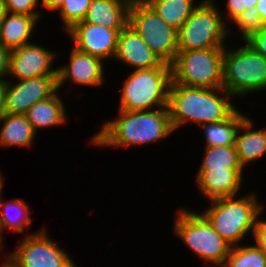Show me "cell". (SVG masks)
Wrapping results in <instances>:
<instances>
[{
	"label": "cell",
	"instance_id": "1",
	"mask_svg": "<svg viewBox=\"0 0 266 267\" xmlns=\"http://www.w3.org/2000/svg\"><path fill=\"white\" fill-rule=\"evenodd\" d=\"M116 120L106 121L90 143L98 147H132L168 138L174 133L168 107L150 111L118 110Z\"/></svg>",
	"mask_w": 266,
	"mask_h": 267
},
{
	"label": "cell",
	"instance_id": "2",
	"mask_svg": "<svg viewBox=\"0 0 266 267\" xmlns=\"http://www.w3.org/2000/svg\"><path fill=\"white\" fill-rule=\"evenodd\" d=\"M230 98L233 96L223 88H201L171 83L168 110L174 131L187 122L198 127L226 120L238 109Z\"/></svg>",
	"mask_w": 266,
	"mask_h": 267
},
{
	"label": "cell",
	"instance_id": "3",
	"mask_svg": "<svg viewBox=\"0 0 266 267\" xmlns=\"http://www.w3.org/2000/svg\"><path fill=\"white\" fill-rule=\"evenodd\" d=\"M255 193L244 197H221L209 200L212 204L202 214L211 223L213 229L231 246H238L247 234L253 230L258 214L264 210Z\"/></svg>",
	"mask_w": 266,
	"mask_h": 267
},
{
	"label": "cell",
	"instance_id": "4",
	"mask_svg": "<svg viewBox=\"0 0 266 267\" xmlns=\"http://www.w3.org/2000/svg\"><path fill=\"white\" fill-rule=\"evenodd\" d=\"M132 71L123 81L118 109L150 111L168 107L171 65L163 63L160 67Z\"/></svg>",
	"mask_w": 266,
	"mask_h": 267
},
{
	"label": "cell",
	"instance_id": "5",
	"mask_svg": "<svg viewBox=\"0 0 266 267\" xmlns=\"http://www.w3.org/2000/svg\"><path fill=\"white\" fill-rule=\"evenodd\" d=\"M176 214L174 234L203 261L212 267H221L232 246L213 229L202 213L181 208Z\"/></svg>",
	"mask_w": 266,
	"mask_h": 267
},
{
	"label": "cell",
	"instance_id": "6",
	"mask_svg": "<svg viewBox=\"0 0 266 267\" xmlns=\"http://www.w3.org/2000/svg\"><path fill=\"white\" fill-rule=\"evenodd\" d=\"M215 0H202L178 31V51L225 48L232 29L223 21Z\"/></svg>",
	"mask_w": 266,
	"mask_h": 267
},
{
	"label": "cell",
	"instance_id": "7",
	"mask_svg": "<svg viewBox=\"0 0 266 267\" xmlns=\"http://www.w3.org/2000/svg\"><path fill=\"white\" fill-rule=\"evenodd\" d=\"M223 89L233 97L266 90V59L246 43L234 51L225 47Z\"/></svg>",
	"mask_w": 266,
	"mask_h": 267
},
{
	"label": "cell",
	"instance_id": "8",
	"mask_svg": "<svg viewBox=\"0 0 266 267\" xmlns=\"http://www.w3.org/2000/svg\"><path fill=\"white\" fill-rule=\"evenodd\" d=\"M223 55L224 48L178 51L171 64V83L223 88Z\"/></svg>",
	"mask_w": 266,
	"mask_h": 267
},
{
	"label": "cell",
	"instance_id": "9",
	"mask_svg": "<svg viewBox=\"0 0 266 267\" xmlns=\"http://www.w3.org/2000/svg\"><path fill=\"white\" fill-rule=\"evenodd\" d=\"M128 24L163 63L171 65L178 53V31L169 26L144 0H132Z\"/></svg>",
	"mask_w": 266,
	"mask_h": 267
},
{
	"label": "cell",
	"instance_id": "10",
	"mask_svg": "<svg viewBox=\"0 0 266 267\" xmlns=\"http://www.w3.org/2000/svg\"><path fill=\"white\" fill-rule=\"evenodd\" d=\"M47 230L26 233L20 245L9 253L14 267H78Z\"/></svg>",
	"mask_w": 266,
	"mask_h": 267
},
{
	"label": "cell",
	"instance_id": "11",
	"mask_svg": "<svg viewBox=\"0 0 266 267\" xmlns=\"http://www.w3.org/2000/svg\"><path fill=\"white\" fill-rule=\"evenodd\" d=\"M6 79L5 113L24 115L36 102L58 91L57 76H38L12 82Z\"/></svg>",
	"mask_w": 266,
	"mask_h": 267
},
{
	"label": "cell",
	"instance_id": "12",
	"mask_svg": "<svg viewBox=\"0 0 266 267\" xmlns=\"http://www.w3.org/2000/svg\"><path fill=\"white\" fill-rule=\"evenodd\" d=\"M58 54L30 43L10 50L8 73L15 80H23L38 76H57V68H53V62Z\"/></svg>",
	"mask_w": 266,
	"mask_h": 267
},
{
	"label": "cell",
	"instance_id": "13",
	"mask_svg": "<svg viewBox=\"0 0 266 267\" xmlns=\"http://www.w3.org/2000/svg\"><path fill=\"white\" fill-rule=\"evenodd\" d=\"M121 30L81 21L67 32L73 42L72 47L106 62L107 59L115 57Z\"/></svg>",
	"mask_w": 266,
	"mask_h": 267
},
{
	"label": "cell",
	"instance_id": "14",
	"mask_svg": "<svg viewBox=\"0 0 266 267\" xmlns=\"http://www.w3.org/2000/svg\"><path fill=\"white\" fill-rule=\"evenodd\" d=\"M104 61L72 47L69 63L57 68L58 90L71 81L79 86L99 87L104 82ZM68 80V81H67Z\"/></svg>",
	"mask_w": 266,
	"mask_h": 267
},
{
	"label": "cell",
	"instance_id": "15",
	"mask_svg": "<svg viewBox=\"0 0 266 267\" xmlns=\"http://www.w3.org/2000/svg\"><path fill=\"white\" fill-rule=\"evenodd\" d=\"M114 60L133 67L134 70L160 67L163 62L149 48L141 36L127 24L119 33Z\"/></svg>",
	"mask_w": 266,
	"mask_h": 267
},
{
	"label": "cell",
	"instance_id": "16",
	"mask_svg": "<svg viewBox=\"0 0 266 267\" xmlns=\"http://www.w3.org/2000/svg\"><path fill=\"white\" fill-rule=\"evenodd\" d=\"M243 170V168L198 170L195 182L198 190L207 200L221 197H234L241 190Z\"/></svg>",
	"mask_w": 266,
	"mask_h": 267
},
{
	"label": "cell",
	"instance_id": "17",
	"mask_svg": "<svg viewBox=\"0 0 266 267\" xmlns=\"http://www.w3.org/2000/svg\"><path fill=\"white\" fill-rule=\"evenodd\" d=\"M132 0H92L84 22L123 29L129 22V8Z\"/></svg>",
	"mask_w": 266,
	"mask_h": 267
},
{
	"label": "cell",
	"instance_id": "18",
	"mask_svg": "<svg viewBox=\"0 0 266 267\" xmlns=\"http://www.w3.org/2000/svg\"><path fill=\"white\" fill-rule=\"evenodd\" d=\"M40 18L42 17L6 12L0 23V43L8 50L30 44Z\"/></svg>",
	"mask_w": 266,
	"mask_h": 267
},
{
	"label": "cell",
	"instance_id": "19",
	"mask_svg": "<svg viewBox=\"0 0 266 267\" xmlns=\"http://www.w3.org/2000/svg\"><path fill=\"white\" fill-rule=\"evenodd\" d=\"M253 126L252 118L246 116L238 127L235 136V148L243 168L248 163L259 160L266 155V127L253 130Z\"/></svg>",
	"mask_w": 266,
	"mask_h": 267
},
{
	"label": "cell",
	"instance_id": "20",
	"mask_svg": "<svg viewBox=\"0 0 266 267\" xmlns=\"http://www.w3.org/2000/svg\"><path fill=\"white\" fill-rule=\"evenodd\" d=\"M58 90L52 97L36 102L24 115L34 132L42 128L58 127L68 120L64 102Z\"/></svg>",
	"mask_w": 266,
	"mask_h": 267
},
{
	"label": "cell",
	"instance_id": "21",
	"mask_svg": "<svg viewBox=\"0 0 266 267\" xmlns=\"http://www.w3.org/2000/svg\"><path fill=\"white\" fill-rule=\"evenodd\" d=\"M0 146H32L37 135L25 115L7 114L0 119Z\"/></svg>",
	"mask_w": 266,
	"mask_h": 267
},
{
	"label": "cell",
	"instance_id": "22",
	"mask_svg": "<svg viewBox=\"0 0 266 267\" xmlns=\"http://www.w3.org/2000/svg\"><path fill=\"white\" fill-rule=\"evenodd\" d=\"M0 216V251L4 248L3 232L4 230L13 231V233H23L24 229L31 228L32 219L28 205L21 200L13 199L11 201H2Z\"/></svg>",
	"mask_w": 266,
	"mask_h": 267
},
{
	"label": "cell",
	"instance_id": "23",
	"mask_svg": "<svg viewBox=\"0 0 266 267\" xmlns=\"http://www.w3.org/2000/svg\"><path fill=\"white\" fill-rule=\"evenodd\" d=\"M246 117L240 110H236L226 120L200 125L204 132L205 147L235 146V136L238 127Z\"/></svg>",
	"mask_w": 266,
	"mask_h": 267
},
{
	"label": "cell",
	"instance_id": "24",
	"mask_svg": "<svg viewBox=\"0 0 266 267\" xmlns=\"http://www.w3.org/2000/svg\"><path fill=\"white\" fill-rule=\"evenodd\" d=\"M169 26L179 31L198 7L195 0H144Z\"/></svg>",
	"mask_w": 266,
	"mask_h": 267
},
{
	"label": "cell",
	"instance_id": "25",
	"mask_svg": "<svg viewBox=\"0 0 266 267\" xmlns=\"http://www.w3.org/2000/svg\"><path fill=\"white\" fill-rule=\"evenodd\" d=\"M226 168H243L235 146L205 147L204 157L198 170H226Z\"/></svg>",
	"mask_w": 266,
	"mask_h": 267
},
{
	"label": "cell",
	"instance_id": "26",
	"mask_svg": "<svg viewBox=\"0 0 266 267\" xmlns=\"http://www.w3.org/2000/svg\"><path fill=\"white\" fill-rule=\"evenodd\" d=\"M221 267H266V254L253 246H232Z\"/></svg>",
	"mask_w": 266,
	"mask_h": 267
},
{
	"label": "cell",
	"instance_id": "27",
	"mask_svg": "<svg viewBox=\"0 0 266 267\" xmlns=\"http://www.w3.org/2000/svg\"><path fill=\"white\" fill-rule=\"evenodd\" d=\"M92 0H65L57 10L64 22V30H69L74 24L84 20Z\"/></svg>",
	"mask_w": 266,
	"mask_h": 267
},
{
	"label": "cell",
	"instance_id": "28",
	"mask_svg": "<svg viewBox=\"0 0 266 267\" xmlns=\"http://www.w3.org/2000/svg\"><path fill=\"white\" fill-rule=\"evenodd\" d=\"M233 23L237 25V28H239V34L241 33V37L244 41L252 34L266 26L260 18L258 8L256 6L245 9Z\"/></svg>",
	"mask_w": 266,
	"mask_h": 267
},
{
	"label": "cell",
	"instance_id": "29",
	"mask_svg": "<svg viewBox=\"0 0 266 267\" xmlns=\"http://www.w3.org/2000/svg\"><path fill=\"white\" fill-rule=\"evenodd\" d=\"M5 11L9 13L26 14L29 16H41L37 8L42 5L40 0H3ZM38 6V7H37Z\"/></svg>",
	"mask_w": 266,
	"mask_h": 267
},
{
	"label": "cell",
	"instance_id": "30",
	"mask_svg": "<svg viewBox=\"0 0 266 267\" xmlns=\"http://www.w3.org/2000/svg\"><path fill=\"white\" fill-rule=\"evenodd\" d=\"M226 9L227 11H223L225 13L222 15L223 21H225V24L227 25L228 22H233L240 16V14L248 8L255 7L258 0H226ZM232 20V21H231Z\"/></svg>",
	"mask_w": 266,
	"mask_h": 267
},
{
	"label": "cell",
	"instance_id": "31",
	"mask_svg": "<svg viewBox=\"0 0 266 267\" xmlns=\"http://www.w3.org/2000/svg\"><path fill=\"white\" fill-rule=\"evenodd\" d=\"M266 59V26L243 41Z\"/></svg>",
	"mask_w": 266,
	"mask_h": 267
},
{
	"label": "cell",
	"instance_id": "32",
	"mask_svg": "<svg viewBox=\"0 0 266 267\" xmlns=\"http://www.w3.org/2000/svg\"><path fill=\"white\" fill-rule=\"evenodd\" d=\"M262 211L258 214L257 221L253 230L255 245L266 254V220L260 219Z\"/></svg>",
	"mask_w": 266,
	"mask_h": 267
},
{
	"label": "cell",
	"instance_id": "33",
	"mask_svg": "<svg viewBox=\"0 0 266 267\" xmlns=\"http://www.w3.org/2000/svg\"><path fill=\"white\" fill-rule=\"evenodd\" d=\"M9 54L10 50H8L6 47H4L0 43V79L6 80L9 77L7 75L8 73V63H9Z\"/></svg>",
	"mask_w": 266,
	"mask_h": 267
},
{
	"label": "cell",
	"instance_id": "34",
	"mask_svg": "<svg viewBox=\"0 0 266 267\" xmlns=\"http://www.w3.org/2000/svg\"><path fill=\"white\" fill-rule=\"evenodd\" d=\"M65 0H40L42 8L50 11H57Z\"/></svg>",
	"mask_w": 266,
	"mask_h": 267
},
{
	"label": "cell",
	"instance_id": "35",
	"mask_svg": "<svg viewBox=\"0 0 266 267\" xmlns=\"http://www.w3.org/2000/svg\"><path fill=\"white\" fill-rule=\"evenodd\" d=\"M5 87L6 80L0 79V119L5 114Z\"/></svg>",
	"mask_w": 266,
	"mask_h": 267
},
{
	"label": "cell",
	"instance_id": "36",
	"mask_svg": "<svg viewBox=\"0 0 266 267\" xmlns=\"http://www.w3.org/2000/svg\"><path fill=\"white\" fill-rule=\"evenodd\" d=\"M255 6L258 8L260 18L266 25V0H258Z\"/></svg>",
	"mask_w": 266,
	"mask_h": 267
},
{
	"label": "cell",
	"instance_id": "37",
	"mask_svg": "<svg viewBox=\"0 0 266 267\" xmlns=\"http://www.w3.org/2000/svg\"><path fill=\"white\" fill-rule=\"evenodd\" d=\"M6 11H5V6L3 0H0V23L2 19L4 18Z\"/></svg>",
	"mask_w": 266,
	"mask_h": 267
},
{
	"label": "cell",
	"instance_id": "38",
	"mask_svg": "<svg viewBox=\"0 0 266 267\" xmlns=\"http://www.w3.org/2000/svg\"><path fill=\"white\" fill-rule=\"evenodd\" d=\"M3 178H2V174H1V171H0V210H1V204H2V197H1V193L3 191ZM0 216H1V211H0Z\"/></svg>",
	"mask_w": 266,
	"mask_h": 267
},
{
	"label": "cell",
	"instance_id": "39",
	"mask_svg": "<svg viewBox=\"0 0 266 267\" xmlns=\"http://www.w3.org/2000/svg\"><path fill=\"white\" fill-rule=\"evenodd\" d=\"M4 258H5V261H4V263L2 262V264H1L2 266H0V267H10L12 265L10 256L6 254V256Z\"/></svg>",
	"mask_w": 266,
	"mask_h": 267
}]
</instances>
